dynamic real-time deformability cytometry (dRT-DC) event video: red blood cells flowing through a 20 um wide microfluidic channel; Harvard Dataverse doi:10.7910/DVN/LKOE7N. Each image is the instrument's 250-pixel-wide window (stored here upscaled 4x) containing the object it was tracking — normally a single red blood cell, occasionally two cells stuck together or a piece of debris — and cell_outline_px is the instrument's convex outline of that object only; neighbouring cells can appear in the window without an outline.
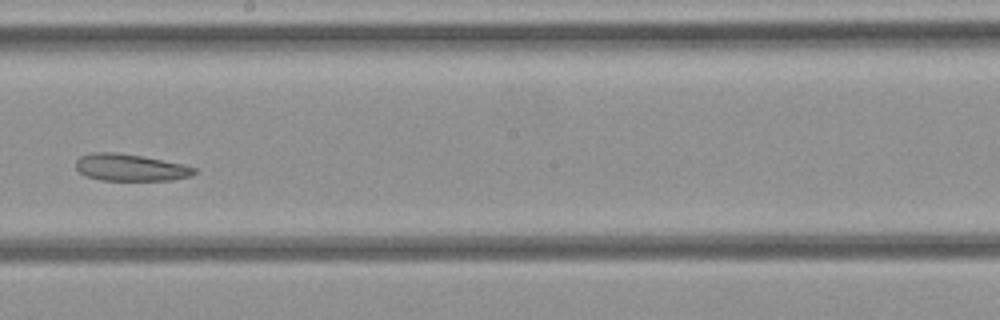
{"species": "common noctule bat (a hibernating species)", "species_latin": "Nyctalus noctula", "temperature_condition": "cold", "stored_images_in_passage": 35, "camera_frame_rate_fps": 3000, "um_per_image_px": 0.085, "animal": {"sex": "female", "body_mass_g": 21.9}, "frame": {"image": 1, "passage_image": 20, "time_ms": 6.333, "image_size_px": [1000, 320], "cell_outline_px": [[196, 172], [192, 176], [172, 180], [100, 180], [84, 176], [76, 168], [76, 160], [80, 156], [92, 152], [116, 152], [140, 156], [184, 164], [196, 168]], "centroid_in_image_um": [11.07, 14.24], "position_along_channel_um": 237.1, "area_um2": 18.67}}